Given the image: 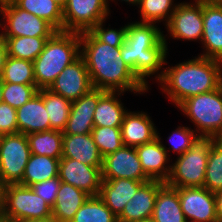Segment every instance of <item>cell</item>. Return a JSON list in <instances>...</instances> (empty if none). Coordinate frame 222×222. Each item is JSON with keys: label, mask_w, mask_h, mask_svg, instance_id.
Wrapping results in <instances>:
<instances>
[{"label": "cell", "mask_w": 222, "mask_h": 222, "mask_svg": "<svg viewBox=\"0 0 222 222\" xmlns=\"http://www.w3.org/2000/svg\"><path fill=\"white\" fill-rule=\"evenodd\" d=\"M0 15L2 16V21H3V11H2V3L0 4ZM3 24L4 23H2V22H0V26L2 27V29H3ZM4 38V34H3V32L1 31L0 32V40H2Z\"/></svg>", "instance_id": "7dc6e473"}, {"label": "cell", "mask_w": 222, "mask_h": 222, "mask_svg": "<svg viewBox=\"0 0 222 222\" xmlns=\"http://www.w3.org/2000/svg\"><path fill=\"white\" fill-rule=\"evenodd\" d=\"M89 197L85 191L61 182L52 207V216L58 222H70Z\"/></svg>", "instance_id": "cb8c5ba5"}, {"label": "cell", "mask_w": 222, "mask_h": 222, "mask_svg": "<svg viewBox=\"0 0 222 222\" xmlns=\"http://www.w3.org/2000/svg\"><path fill=\"white\" fill-rule=\"evenodd\" d=\"M52 216V207L30 186L8 184L6 188L4 222L44 219Z\"/></svg>", "instance_id": "52a82bcc"}, {"label": "cell", "mask_w": 222, "mask_h": 222, "mask_svg": "<svg viewBox=\"0 0 222 222\" xmlns=\"http://www.w3.org/2000/svg\"><path fill=\"white\" fill-rule=\"evenodd\" d=\"M27 136L31 154L62 158L63 131L49 130L30 133Z\"/></svg>", "instance_id": "f1b7e54d"}, {"label": "cell", "mask_w": 222, "mask_h": 222, "mask_svg": "<svg viewBox=\"0 0 222 222\" xmlns=\"http://www.w3.org/2000/svg\"><path fill=\"white\" fill-rule=\"evenodd\" d=\"M215 140L211 136H198L191 148L171 164L166 184L174 188L204 187L210 147Z\"/></svg>", "instance_id": "5b68a950"}, {"label": "cell", "mask_w": 222, "mask_h": 222, "mask_svg": "<svg viewBox=\"0 0 222 222\" xmlns=\"http://www.w3.org/2000/svg\"><path fill=\"white\" fill-rule=\"evenodd\" d=\"M2 92H3V80L0 78V103L3 102Z\"/></svg>", "instance_id": "c3c4849f"}, {"label": "cell", "mask_w": 222, "mask_h": 222, "mask_svg": "<svg viewBox=\"0 0 222 222\" xmlns=\"http://www.w3.org/2000/svg\"><path fill=\"white\" fill-rule=\"evenodd\" d=\"M198 136L199 135L195 132V130L189 128L188 126H178V128H176V130L173 131L168 138L171 146L167 148L165 145H163V147L167 152L172 149L171 151L180 156L191 148L192 143L197 139Z\"/></svg>", "instance_id": "74e56055"}, {"label": "cell", "mask_w": 222, "mask_h": 222, "mask_svg": "<svg viewBox=\"0 0 222 222\" xmlns=\"http://www.w3.org/2000/svg\"><path fill=\"white\" fill-rule=\"evenodd\" d=\"M105 90L92 88L80 98L72 101L70 115L63 134H88L94 127V111Z\"/></svg>", "instance_id": "e0dca14e"}, {"label": "cell", "mask_w": 222, "mask_h": 222, "mask_svg": "<svg viewBox=\"0 0 222 222\" xmlns=\"http://www.w3.org/2000/svg\"><path fill=\"white\" fill-rule=\"evenodd\" d=\"M178 190L181 209L188 222H217L215 195L205 187H182Z\"/></svg>", "instance_id": "4fadbf2b"}, {"label": "cell", "mask_w": 222, "mask_h": 222, "mask_svg": "<svg viewBox=\"0 0 222 222\" xmlns=\"http://www.w3.org/2000/svg\"><path fill=\"white\" fill-rule=\"evenodd\" d=\"M204 187L212 193L222 191V139H216L210 147Z\"/></svg>", "instance_id": "836d02e7"}, {"label": "cell", "mask_w": 222, "mask_h": 222, "mask_svg": "<svg viewBox=\"0 0 222 222\" xmlns=\"http://www.w3.org/2000/svg\"><path fill=\"white\" fill-rule=\"evenodd\" d=\"M8 1H11V0H0V4L4 2H8Z\"/></svg>", "instance_id": "f5cc1de1"}, {"label": "cell", "mask_w": 222, "mask_h": 222, "mask_svg": "<svg viewBox=\"0 0 222 222\" xmlns=\"http://www.w3.org/2000/svg\"><path fill=\"white\" fill-rule=\"evenodd\" d=\"M30 156L25 134L18 132L0 136V177L7 184L20 183Z\"/></svg>", "instance_id": "ba28073f"}, {"label": "cell", "mask_w": 222, "mask_h": 222, "mask_svg": "<svg viewBox=\"0 0 222 222\" xmlns=\"http://www.w3.org/2000/svg\"><path fill=\"white\" fill-rule=\"evenodd\" d=\"M102 167L84 165L75 159L61 158L59 179L75 188L85 191L90 196H97L102 183Z\"/></svg>", "instance_id": "9a60e30c"}, {"label": "cell", "mask_w": 222, "mask_h": 222, "mask_svg": "<svg viewBox=\"0 0 222 222\" xmlns=\"http://www.w3.org/2000/svg\"><path fill=\"white\" fill-rule=\"evenodd\" d=\"M80 57V33L57 31L33 61L36 87L49 88L64 68Z\"/></svg>", "instance_id": "277c9868"}, {"label": "cell", "mask_w": 222, "mask_h": 222, "mask_svg": "<svg viewBox=\"0 0 222 222\" xmlns=\"http://www.w3.org/2000/svg\"><path fill=\"white\" fill-rule=\"evenodd\" d=\"M175 0H140L139 12L141 23H159L165 21V25L170 20L172 13L178 6V3L174 4Z\"/></svg>", "instance_id": "d6a6232c"}, {"label": "cell", "mask_w": 222, "mask_h": 222, "mask_svg": "<svg viewBox=\"0 0 222 222\" xmlns=\"http://www.w3.org/2000/svg\"><path fill=\"white\" fill-rule=\"evenodd\" d=\"M80 56L93 88L143 94L146 88L122 59L120 47L100 42L90 31L80 33Z\"/></svg>", "instance_id": "6da1fadb"}, {"label": "cell", "mask_w": 222, "mask_h": 222, "mask_svg": "<svg viewBox=\"0 0 222 222\" xmlns=\"http://www.w3.org/2000/svg\"><path fill=\"white\" fill-rule=\"evenodd\" d=\"M106 0H67L63 7V31L82 33L107 20Z\"/></svg>", "instance_id": "30bf717a"}, {"label": "cell", "mask_w": 222, "mask_h": 222, "mask_svg": "<svg viewBox=\"0 0 222 222\" xmlns=\"http://www.w3.org/2000/svg\"><path fill=\"white\" fill-rule=\"evenodd\" d=\"M163 184L164 182L157 180L145 182L117 217L118 222H138L151 218L158 190Z\"/></svg>", "instance_id": "ffe728a7"}, {"label": "cell", "mask_w": 222, "mask_h": 222, "mask_svg": "<svg viewBox=\"0 0 222 222\" xmlns=\"http://www.w3.org/2000/svg\"><path fill=\"white\" fill-rule=\"evenodd\" d=\"M62 158L78 160L84 165L102 167L101 156L91 133L88 134H63Z\"/></svg>", "instance_id": "603a6c76"}, {"label": "cell", "mask_w": 222, "mask_h": 222, "mask_svg": "<svg viewBox=\"0 0 222 222\" xmlns=\"http://www.w3.org/2000/svg\"><path fill=\"white\" fill-rule=\"evenodd\" d=\"M143 171L150 180L166 183L171 172L170 153H168L157 133V138L151 142L135 147Z\"/></svg>", "instance_id": "ac0fdd59"}, {"label": "cell", "mask_w": 222, "mask_h": 222, "mask_svg": "<svg viewBox=\"0 0 222 222\" xmlns=\"http://www.w3.org/2000/svg\"><path fill=\"white\" fill-rule=\"evenodd\" d=\"M16 119L18 132L25 135L51 130L44 105V89H39L28 102L16 109Z\"/></svg>", "instance_id": "d6986e66"}, {"label": "cell", "mask_w": 222, "mask_h": 222, "mask_svg": "<svg viewBox=\"0 0 222 222\" xmlns=\"http://www.w3.org/2000/svg\"><path fill=\"white\" fill-rule=\"evenodd\" d=\"M7 183L0 177V222H4Z\"/></svg>", "instance_id": "b9f144b4"}, {"label": "cell", "mask_w": 222, "mask_h": 222, "mask_svg": "<svg viewBox=\"0 0 222 222\" xmlns=\"http://www.w3.org/2000/svg\"><path fill=\"white\" fill-rule=\"evenodd\" d=\"M51 37H4L8 56L33 62Z\"/></svg>", "instance_id": "f546056e"}, {"label": "cell", "mask_w": 222, "mask_h": 222, "mask_svg": "<svg viewBox=\"0 0 222 222\" xmlns=\"http://www.w3.org/2000/svg\"><path fill=\"white\" fill-rule=\"evenodd\" d=\"M102 180L131 179L150 181L143 171L135 147L123 145L116 152L103 157Z\"/></svg>", "instance_id": "7c38bea8"}, {"label": "cell", "mask_w": 222, "mask_h": 222, "mask_svg": "<svg viewBox=\"0 0 222 222\" xmlns=\"http://www.w3.org/2000/svg\"><path fill=\"white\" fill-rule=\"evenodd\" d=\"M152 218L155 222H188L181 209L176 188L166 183L159 188Z\"/></svg>", "instance_id": "484cf974"}, {"label": "cell", "mask_w": 222, "mask_h": 222, "mask_svg": "<svg viewBox=\"0 0 222 222\" xmlns=\"http://www.w3.org/2000/svg\"><path fill=\"white\" fill-rule=\"evenodd\" d=\"M192 2L194 3H178L166 24L170 37L184 41H202V0H194Z\"/></svg>", "instance_id": "8fae6325"}, {"label": "cell", "mask_w": 222, "mask_h": 222, "mask_svg": "<svg viewBox=\"0 0 222 222\" xmlns=\"http://www.w3.org/2000/svg\"><path fill=\"white\" fill-rule=\"evenodd\" d=\"M20 222H58L53 216L44 219H29Z\"/></svg>", "instance_id": "f6af8a7d"}, {"label": "cell", "mask_w": 222, "mask_h": 222, "mask_svg": "<svg viewBox=\"0 0 222 222\" xmlns=\"http://www.w3.org/2000/svg\"><path fill=\"white\" fill-rule=\"evenodd\" d=\"M195 125L199 136L222 139V87L182 101L177 106Z\"/></svg>", "instance_id": "8992f818"}, {"label": "cell", "mask_w": 222, "mask_h": 222, "mask_svg": "<svg viewBox=\"0 0 222 222\" xmlns=\"http://www.w3.org/2000/svg\"><path fill=\"white\" fill-rule=\"evenodd\" d=\"M70 222H118V219L97 195L90 196Z\"/></svg>", "instance_id": "1f68e13d"}, {"label": "cell", "mask_w": 222, "mask_h": 222, "mask_svg": "<svg viewBox=\"0 0 222 222\" xmlns=\"http://www.w3.org/2000/svg\"><path fill=\"white\" fill-rule=\"evenodd\" d=\"M138 222H155V221H154L153 218L151 217V218H148V219L140 220V221H138Z\"/></svg>", "instance_id": "f907efd6"}, {"label": "cell", "mask_w": 222, "mask_h": 222, "mask_svg": "<svg viewBox=\"0 0 222 222\" xmlns=\"http://www.w3.org/2000/svg\"><path fill=\"white\" fill-rule=\"evenodd\" d=\"M92 88L85 61L80 56L64 68L48 89L66 99L74 101Z\"/></svg>", "instance_id": "5bb4252c"}, {"label": "cell", "mask_w": 222, "mask_h": 222, "mask_svg": "<svg viewBox=\"0 0 222 222\" xmlns=\"http://www.w3.org/2000/svg\"><path fill=\"white\" fill-rule=\"evenodd\" d=\"M204 1H210V2H222V0H204Z\"/></svg>", "instance_id": "816d5d0a"}, {"label": "cell", "mask_w": 222, "mask_h": 222, "mask_svg": "<svg viewBox=\"0 0 222 222\" xmlns=\"http://www.w3.org/2000/svg\"><path fill=\"white\" fill-rule=\"evenodd\" d=\"M59 162L57 158L45 155L31 154L19 183L24 186H31L46 181L59 175Z\"/></svg>", "instance_id": "4316f807"}, {"label": "cell", "mask_w": 222, "mask_h": 222, "mask_svg": "<svg viewBox=\"0 0 222 222\" xmlns=\"http://www.w3.org/2000/svg\"><path fill=\"white\" fill-rule=\"evenodd\" d=\"M8 56L7 46L4 39L0 40V78L2 77L3 68Z\"/></svg>", "instance_id": "7bdbcfd3"}, {"label": "cell", "mask_w": 222, "mask_h": 222, "mask_svg": "<svg viewBox=\"0 0 222 222\" xmlns=\"http://www.w3.org/2000/svg\"><path fill=\"white\" fill-rule=\"evenodd\" d=\"M203 54L199 56L222 61V2L202 0Z\"/></svg>", "instance_id": "2e32d148"}, {"label": "cell", "mask_w": 222, "mask_h": 222, "mask_svg": "<svg viewBox=\"0 0 222 222\" xmlns=\"http://www.w3.org/2000/svg\"><path fill=\"white\" fill-rule=\"evenodd\" d=\"M148 181L131 179L102 180L99 197L106 206L118 217L137 190Z\"/></svg>", "instance_id": "7402d4cb"}, {"label": "cell", "mask_w": 222, "mask_h": 222, "mask_svg": "<svg viewBox=\"0 0 222 222\" xmlns=\"http://www.w3.org/2000/svg\"><path fill=\"white\" fill-rule=\"evenodd\" d=\"M222 61L199 56L164 67L162 91L176 107L187 98L207 93L221 85Z\"/></svg>", "instance_id": "3957f363"}, {"label": "cell", "mask_w": 222, "mask_h": 222, "mask_svg": "<svg viewBox=\"0 0 222 222\" xmlns=\"http://www.w3.org/2000/svg\"><path fill=\"white\" fill-rule=\"evenodd\" d=\"M18 133L16 109L7 103H0V136Z\"/></svg>", "instance_id": "60d3db41"}, {"label": "cell", "mask_w": 222, "mask_h": 222, "mask_svg": "<svg viewBox=\"0 0 222 222\" xmlns=\"http://www.w3.org/2000/svg\"><path fill=\"white\" fill-rule=\"evenodd\" d=\"M91 135L102 157L116 152L124 145L120 127L94 126Z\"/></svg>", "instance_id": "d590c367"}, {"label": "cell", "mask_w": 222, "mask_h": 222, "mask_svg": "<svg viewBox=\"0 0 222 222\" xmlns=\"http://www.w3.org/2000/svg\"><path fill=\"white\" fill-rule=\"evenodd\" d=\"M60 185L61 181L58 176L46 181H42L40 183L33 184L30 187L38 196H40L51 207H53Z\"/></svg>", "instance_id": "ab89813d"}, {"label": "cell", "mask_w": 222, "mask_h": 222, "mask_svg": "<svg viewBox=\"0 0 222 222\" xmlns=\"http://www.w3.org/2000/svg\"><path fill=\"white\" fill-rule=\"evenodd\" d=\"M36 84H17L3 82V102L18 109L28 102L37 92Z\"/></svg>", "instance_id": "8d00e7d4"}, {"label": "cell", "mask_w": 222, "mask_h": 222, "mask_svg": "<svg viewBox=\"0 0 222 222\" xmlns=\"http://www.w3.org/2000/svg\"><path fill=\"white\" fill-rule=\"evenodd\" d=\"M217 222H222V191L214 193Z\"/></svg>", "instance_id": "ee69618b"}, {"label": "cell", "mask_w": 222, "mask_h": 222, "mask_svg": "<svg viewBox=\"0 0 222 222\" xmlns=\"http://www.w3.org/2000/svg\"><path fill=\"white\" fill-rule=\"evenodd\" d=\"M125 146L136 147L157 138V129L151 117L145 112L127 111L120 126Z\"/></svg>", "instance_id": "44dd1931"}, {"label": "cell", "mask_w": 222, "mask_h": 222, "mask_svg": "<svg viewBox=\"0 0 222 222\" xmlns=\"http://www.w3.org/2000/svg\"><path fill=\"white\" fill-rule=\"evenodd\" d=\"M124 92L106 91L99 99L94 111V126L120 127L126 110L121 102ZM119 96V97H118Z\"/></svg>", "instance_id": "d4e9b609"}, {"label": "cell", "mask_w": 222, "mask_h": 222, "mask_svg": "<svg viewBox=\"0 0 222 222\" xmlns=\"http://www.w3.org/2000/svg\"><path fill=\"white\" fill-rule=\"evenodd\" d=\"M44 105L49 116L51 130L63 131L70 115L72 101L44 88Z\"/></svg>", "instance_id": "4dcf8cb0"}, {"label": "cell", "mask_w": 222, "mask_h": 222, "mask_svg": "<svg viewBox=\"0 0 222 222\" xmlns=\"http://www.w3.org/2000/svg\"><path fill=\"white\" fill-rule=\"evenodd\" d=\"M120 52L125 64L146 88L149 89L147 78L150 76L157 73L155 79L162 78L164 70L161 68L168 63V44L163 31L155 23L135 21L127 24Z\"/></svg>", "instance_id": "7a4b0ae2"}, {"label": "cell", "mask_w": 222, "mask_h": 222, "mask_svg": "<svg viewBox=\"0 0 222 222\" xmlns=\"http://www.w3.org/2000/svg\"><path fill=\"white\" fill-rule=\"evenodd\" d=\"M19 8L63 31V8L53 0H12Z\"/></svg>", "instance_id": "83f0119b"}, {"label": "cell", "mask_w": 222, "mask_h": 222, "mask_svg": "<svg viewBox=\"0 0 222 222\" xmlns=\"http://www.w3.org/2000/svg\"><path fill=\"white\" fill-rule=\"evenodd\" d=\"M1 79L6 83L36 84L33 62L7 56Z\"/></svg>", "instance_id": "e575fe53"}, {"label": "cell", "mask_w": 222, "mask_h": 222, "mask_svg": "<svg viewBox=\"0 0 222 222\" xmlns=\"http://www.w3.org/2000/svg\"><path fill=\"white\" fill-rule=\"evenodd\" d=\"M56 3H58L62 8L65 6L67 0H53Z\"/></svg>", "instance_id": "681fc988"}, {"label": "cell", "mask_w": 222, "mask_h": 222, "mask_svg": "<svg viewBox=\"0 0 222 222\" xmlns=\"http://www.w3.org/2000/svg\"><path fill=\"white\" fill-rule=\"evenodd\" d=\"M115 2V0H110V2ZM117 1V0H116ZM120 1H124V2H127V3H129V4H132V6L133 5H135V6H138L139 5V2H140V0H120ZM106 3H107V6H108V8H109V3H108V0H106Z\"/></svg>", "instance_id": "bcb514c9"}, {"label": "cell", "mask_w": 222, "mask_h": 222, "mask_svg": "<svg viewBox=\"0 0 222 222\" xmlns=\"http://www.w3.org/2000/svg\"><path fill=\"white\" fill-rule=\"evenodd\" d=\"M105 20L95 25L90 32L100 41L113 47H121L126 37V24L120 29L106 28ZM105 27V28H104Z\"/></svg>", "instance_id": "f35d334b"}, {"label": "cell", "mask_w": 222, "mask_h": 222, "mask_svg": "<svg viewBox=\"0 0 222 222\" xmlns=\"http://www.w3.org/2000/svg\"><path fill=\"white\" fill-rule=\"evenodd\" d=\"M2 11L4 37H52L57 32L47 21L22 10L12 0L2 3Z\"/></svg>", "instance_id": "9c48e42d"}]
</instances>
